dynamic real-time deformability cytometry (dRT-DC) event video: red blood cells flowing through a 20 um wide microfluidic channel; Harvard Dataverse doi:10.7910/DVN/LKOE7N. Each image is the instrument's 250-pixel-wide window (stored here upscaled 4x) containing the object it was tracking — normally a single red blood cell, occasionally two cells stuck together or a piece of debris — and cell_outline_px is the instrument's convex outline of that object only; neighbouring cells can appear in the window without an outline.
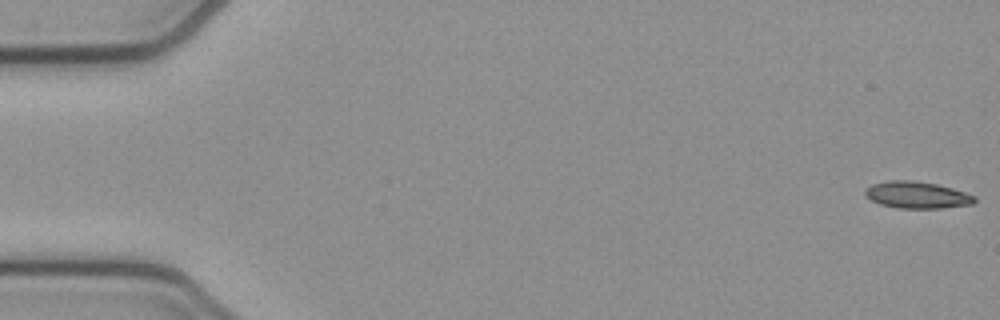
{"species": "common noctule bat (a hibernating species)", "species_latin": "Nyctalus noctula", "temperature_condition": "cold", "stored_images_in_passage": 53, "camera_frame_rate_fps": 3000, "um_per_image_px": 0.085, "animal": {"sex": "female", "body_mass_g": 21.9}, "frame": {"image": 1, "passage_image": 1, "time_ms": 0.0, "image_size_px": [1000, 320], "cell_outline_px": [[976, 200], [972, 204], [940, 208], [896, 208], [880, 204], [864, 196], [864, 188], [872, 184], [888, 180], [912, 180], [936, 184], [952, 188], [976, 196]], "centroid_in_image_um": [77.9, 16.57], "position_along_channel_um": 7.1, "area_um2": 17.17}}
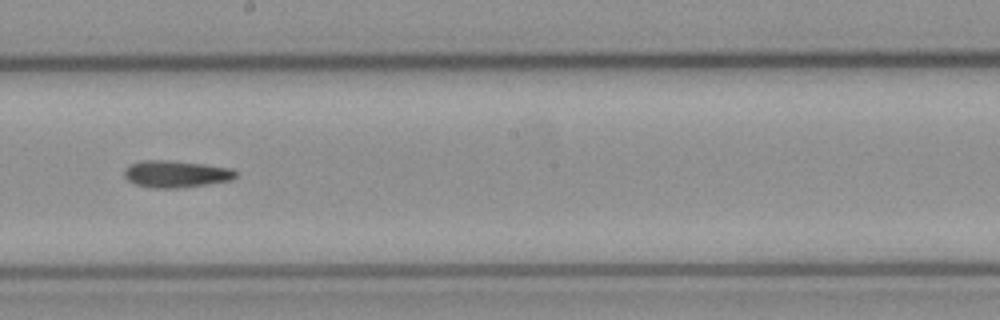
{"frame": {"image": 2, "passage_image": 30, "time_ms": 9.667, "image_size_px": [1000, 320], "cell_outline_px": [[236, 176], [232, 180], [208, 184], [176, 188], [152, 188], [136, 184], [128, 180], [124, 176], [124, 168], [128, 164], [140, 160], [168, 160], [204, 164], [232, 168], [236, 172]], "centroid_in_image_um": [14.93, 14.78], "position_along_channel_um": 233.3, "area_um2": 17.63}}
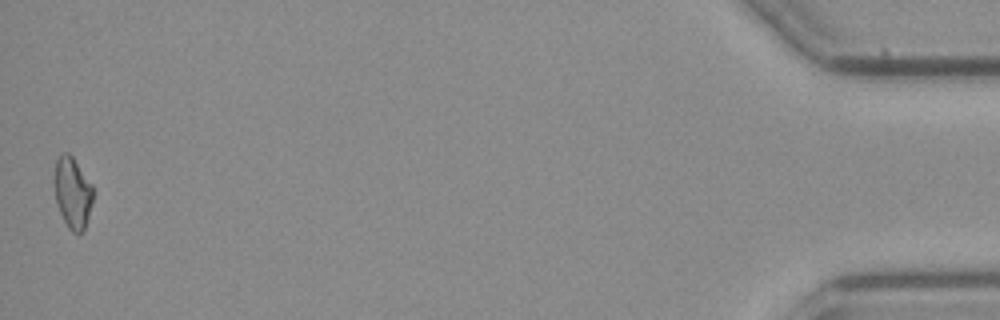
{"frame": {"image": 3, "passage_image": 53, "time_ms": 17.333, "image_size_px": [1000, 320], "cell_outline_px": [[92, 200], [88, 216], [84, 228], [80, 232], [72, 232], [68, 228], [56, 204], [52, 180], [56, 160], [64, 152], [68, 152], [72, 156], [92, 184]], "centroid_in_image_um": [6.12, 16.34], "position_along_channel_um": 429.1, "area_um2": 16.07}}